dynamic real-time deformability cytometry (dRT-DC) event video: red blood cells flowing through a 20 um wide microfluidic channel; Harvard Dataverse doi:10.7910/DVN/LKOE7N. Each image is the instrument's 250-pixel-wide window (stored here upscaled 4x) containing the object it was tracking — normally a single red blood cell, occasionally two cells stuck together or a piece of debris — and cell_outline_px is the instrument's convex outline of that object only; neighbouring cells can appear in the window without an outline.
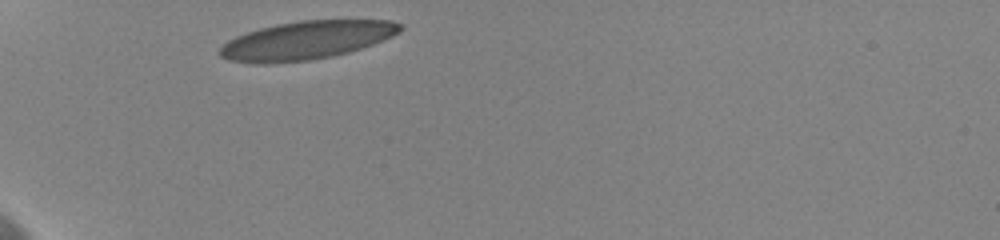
{"species": "human", "species_latin": "Homo sapiens", "temperature_condition": "cold", "stored_images_in_passage": 3, "camera_frame_rate_fps": 3000, "um_per_image_px": 0.085, "donor": {"sex": "female"}, "frame": {"image": 1, "passage_image": 1, "time_ms": 0.0, "image_size_px": [1000, 240], "cell_outline_px": [[404, 28], [400, 32], [384, 40], [348, 52], [332, 56], [308, 60], [264, 64], [256, 64], [228, 60], [220, 56], [216, 52], [228, 40], [236, 36], [260, 28], [276, 24], [300, 20], [392, 20], [404, 24]], "centroid_in_image_um": [26.05, 3.42], "position_along_channel_um": 59.0, "area_um2": 40.4}}